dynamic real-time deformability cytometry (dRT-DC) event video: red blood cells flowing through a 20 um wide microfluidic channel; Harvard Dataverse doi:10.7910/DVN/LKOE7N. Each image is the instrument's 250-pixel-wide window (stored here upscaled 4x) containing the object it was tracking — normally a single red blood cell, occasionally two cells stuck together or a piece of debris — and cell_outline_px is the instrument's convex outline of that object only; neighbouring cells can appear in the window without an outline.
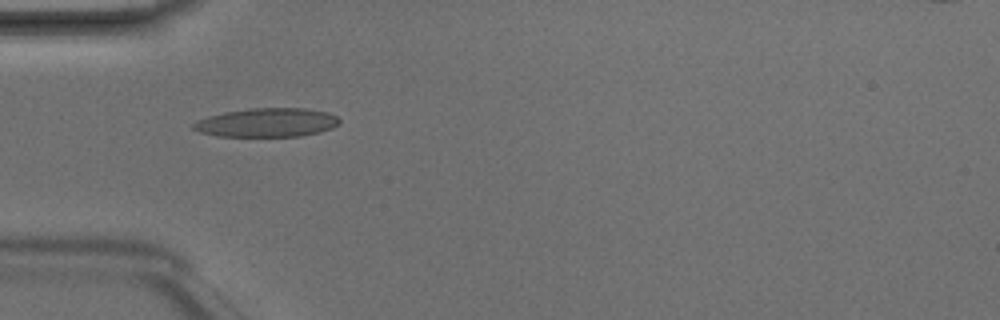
{"species": "Egyptian fruit bat (a non-hibernating species)", "species_latin": "Rousettus aegyptiacus", "temperature_condition": "room temperature", "stored_images_in_passage": 7, "camera_frame_rate_fps": 3000, "um_per_image_px": 0.085, "animal": {"sex": "male"}, "frame": {"image": 1, "passage_image": 4, "time_ms": 1.0, "image_size_px": [1000, 320], "cell_outline_px": [[340, 120], [332, 128], [320, 132], [300, 136], [216, 136], [200, 132], [192, 128], [192, 124], [196, 120], [208, 116], [224, 112], [252, 108], [304, 108], [328, 112], [336, 116]], "centroid_in_image_um": [22.66, 10.41], "position_along_channel_um": 62.3, "area_um2": 24.51}}
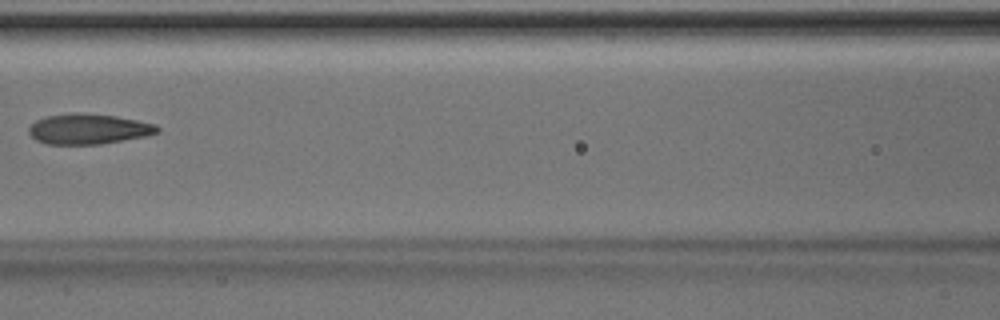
{"frame": {"image": 2, "passage_image": 6, "time_ms": 1.667, "image_size_px": [1000, 320], "cell_outline_px": [[160, 132], [144, 136], [100, 144], [48, 144], [36, 140], [28, 132], [28, 128], [36, 120], [44, 116], [72, 112], [80, 112], [116, 116], [156, 124], [160, 128]], "centroid_in_image_um": [7.5, 10.95], "position_along_channel_um": 159.1, "area_um2": 22.77}}